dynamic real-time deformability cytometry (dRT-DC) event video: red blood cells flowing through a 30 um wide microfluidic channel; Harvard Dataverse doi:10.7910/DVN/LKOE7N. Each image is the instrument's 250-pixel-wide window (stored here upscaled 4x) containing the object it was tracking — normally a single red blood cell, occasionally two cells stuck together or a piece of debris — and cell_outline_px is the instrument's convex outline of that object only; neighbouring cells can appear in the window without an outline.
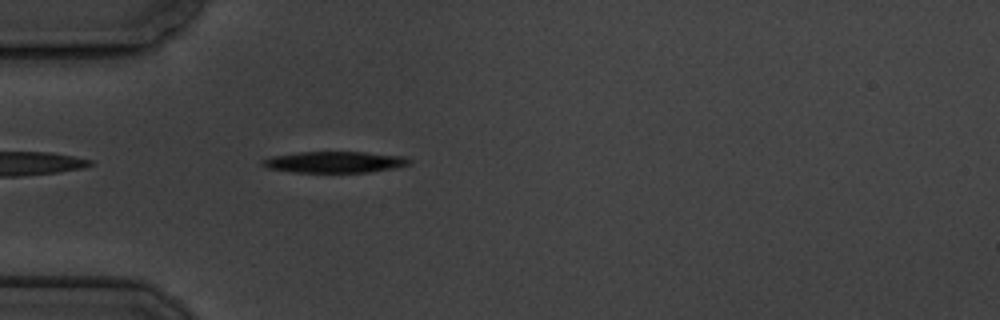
{"species": "common noctule bat (a hibernating species)", "species_latin": "Nyctalus noctula", "temperature_condition": "cold", "stored_images_in_passage": 5, "camera_frame_rate_fps": 3000, "um_per_image_px": 0.085, "animal": {"sex": "male", "body_mass_g": 19.5, "forearm_length_mm": 54.6}, "frame": {"image": 1, "passage_image": 5, "time_ms": 5.333, "image_size_px": [1000, 320], "cell_outline_px": [[412, 160], [408, 164], [392, 168], [368, 172], [292, 172], [268, 168], [260, 164], [260, 160], [272, 156], [296, 152], [364, 152], [408, 156]], "centroid_in_image_um": [28.42, 13.76], "position_along_channel_um": 56.6, "area_um2": 18.26}}